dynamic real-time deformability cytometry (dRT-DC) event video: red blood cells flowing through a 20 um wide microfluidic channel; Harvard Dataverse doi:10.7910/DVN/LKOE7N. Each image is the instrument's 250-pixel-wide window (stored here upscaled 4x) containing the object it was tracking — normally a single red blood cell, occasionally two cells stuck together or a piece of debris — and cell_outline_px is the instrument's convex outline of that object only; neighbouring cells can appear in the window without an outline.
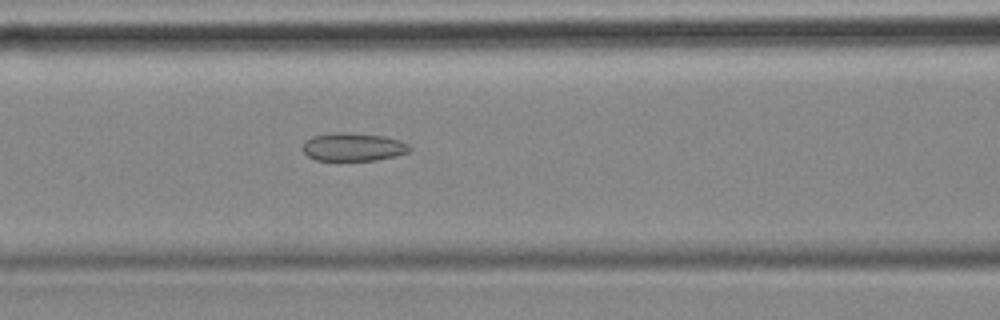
{"species": "common noctule bat (a hibernating species)", "species_latin": "Nyctalus noctula", "temperature_condition": "cold", "stored_images_in_passage": 56, "camera_frame_rate_fps": 3000, "um_per_image_px": 0.085, "animal": {"sex": "female", "body_mass_g": 18.4}, "frame": {"image": 1, "passage_image": 23, "time_ms": 7.333, "image_size_px": [1000, 320], "cell_outline_px": [[412, 148], [408, 152], [396, 156], [376, 160], [316, 160], [308, 156], [300, 148], [304, 140], [312, 136], [336, 132], [344, 132], [384, 136], [400, 140], [408, 144]], "centroid_in_image_um": [29.99, 12.49], "position_along_channel_um": 136.6, "area_um2": 17.69}}
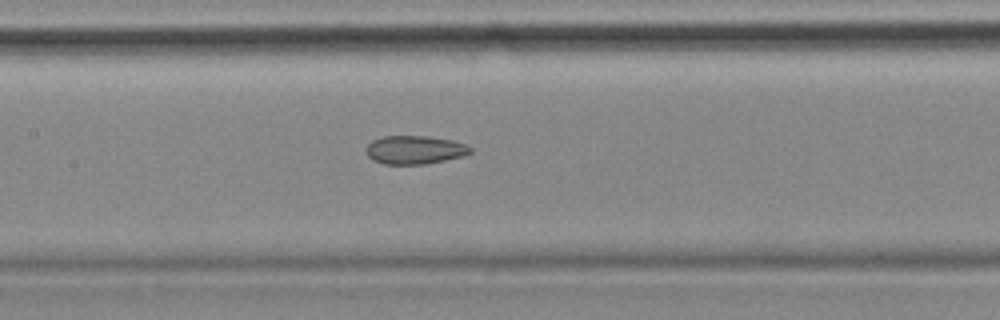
{"frame": {"image": 2, "passage_image": 26, "time_ms": 8.333, "image_size_px": [1000, 320], "cell_outline_px": [[472, 152], [464, 156], [424, 164], [384, 164], [372, 160], [368, 156], [364, 148], [372, 140], [380, 136], [428, 136], [452, 140], [464, 144], [472, 148]], "centroid_in_image_um": [35.22, 12.73], "position_along_channel_um": 172.2, "area_um2": 17.4}}
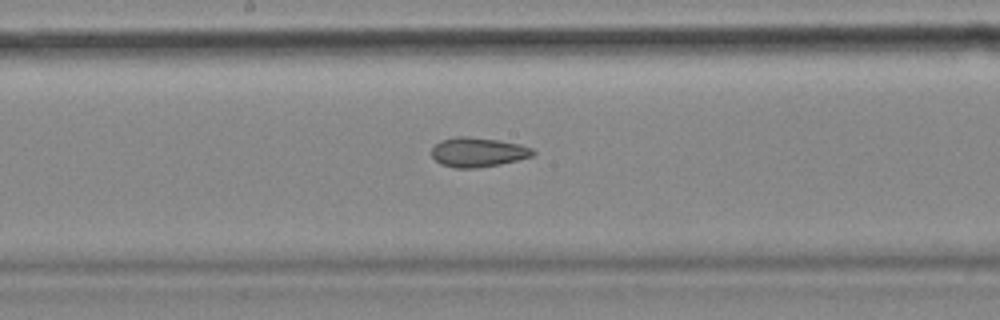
{"frame": {"image": 3, "passage_image": 29, "time_ms": 9.333, "image_size_px": [1000, 320], "cell_outline_px": [[536, 152], [532, 156], [500, 164], [476, 168], [456, 168], [440, 164], [432, 156], [432, 148], [440, 140], [456, 136], [464, 136], [500, 140], [520, 144], [532, 148]], "centroid_in_image_um": [40.62, 12.93], "position_along_channel_um": 207.6, "area_um2": 17.4}, "authors_computed_cell_mechanics": {"area_um2": 19.3341, "velocity_mm_per_s": 3.5602, "shape_relaxation_time_tau1_ms": null, "shape_relaxation_time_tau2_ms": 3.9245, "deformation_change_tau1": null, "deformation_change_tau2": 0.108}}